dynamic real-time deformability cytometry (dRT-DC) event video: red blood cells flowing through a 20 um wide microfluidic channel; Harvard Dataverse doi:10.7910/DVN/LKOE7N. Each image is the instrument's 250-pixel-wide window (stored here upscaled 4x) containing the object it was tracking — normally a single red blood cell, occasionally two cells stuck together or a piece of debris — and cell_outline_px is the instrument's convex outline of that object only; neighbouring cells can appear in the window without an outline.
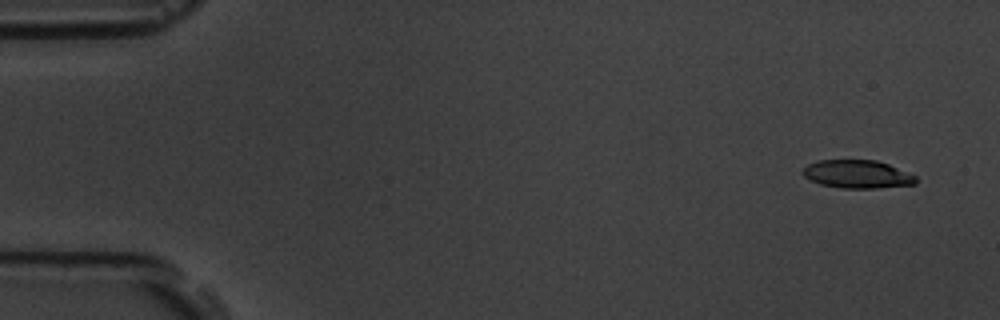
{"species": "common noctule bat (a hibernating species)", "species_latin": "Nyctalus noctula", "temperature_condition": "room temperature", "stored_images_in_passage": 5, "camera_frame_rate_fps": 3000, "um_per_image_px": 0.085, "animal": {"sex": "male", "body_mass_g": 19.5, "forearm_length_mm": 54.6}, "frame": {"image": 1, "passage_image": 1, "time_ms": 0.0, "image_size_px": [1000, 320], "cell_outline_px": [[916, 184], [876, 188], [840, 188], [820, 184], [804, 176], [800, 172], [808, 164], [820, 160], [876, 160], [888, 164], [916, 176]], "centroid_in_image_um": [72.86, 14.8], "position_along_channel_um": 12.1, "area_um2": 18.44}}